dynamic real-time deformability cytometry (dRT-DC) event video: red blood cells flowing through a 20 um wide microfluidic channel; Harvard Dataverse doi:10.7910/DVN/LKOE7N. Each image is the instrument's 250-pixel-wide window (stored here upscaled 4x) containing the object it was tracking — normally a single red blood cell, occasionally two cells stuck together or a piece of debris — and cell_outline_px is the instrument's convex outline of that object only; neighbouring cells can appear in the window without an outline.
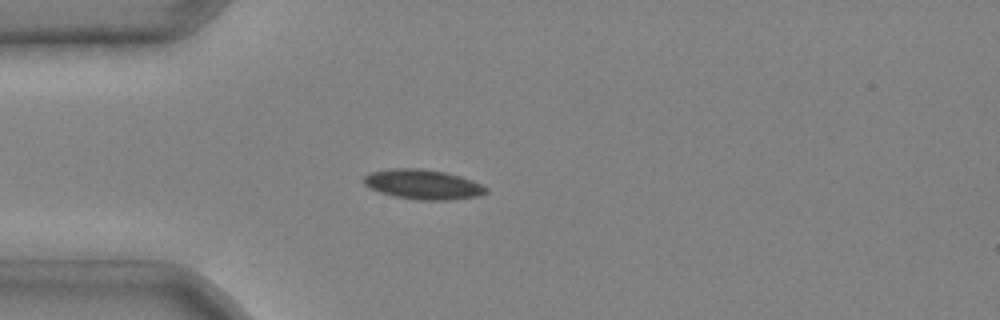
{"species": "common noctule bat (a hibernating species)", "species_latin": "Nyctalus noctula", "temperature_condition": "cold", "stored_images_in_passage": 3, "camera_frame_rate_fps": 3000, "um_per_image_px": 0.085, "animal": {"sex": "male", "body_mass_g": 20.4}, "frame": {"image": 1, "passage_image": 3, "time_ms": 0.667, "image_size_px": [1000, 320], "cell_outline_px": [[488, 192], [480, 196], [448, 200], [416, 200], [396, 196], [380, 192], [364, 184], [364, 176], [372, 172], [388, 168], [420, 168], [444, 172], [460, 176], [484, 184], [488, 188]], "centroid_in_image_um": [36.01, 15.67], "position_along_channel_um": 49.0, "area_um2": 21.27}}